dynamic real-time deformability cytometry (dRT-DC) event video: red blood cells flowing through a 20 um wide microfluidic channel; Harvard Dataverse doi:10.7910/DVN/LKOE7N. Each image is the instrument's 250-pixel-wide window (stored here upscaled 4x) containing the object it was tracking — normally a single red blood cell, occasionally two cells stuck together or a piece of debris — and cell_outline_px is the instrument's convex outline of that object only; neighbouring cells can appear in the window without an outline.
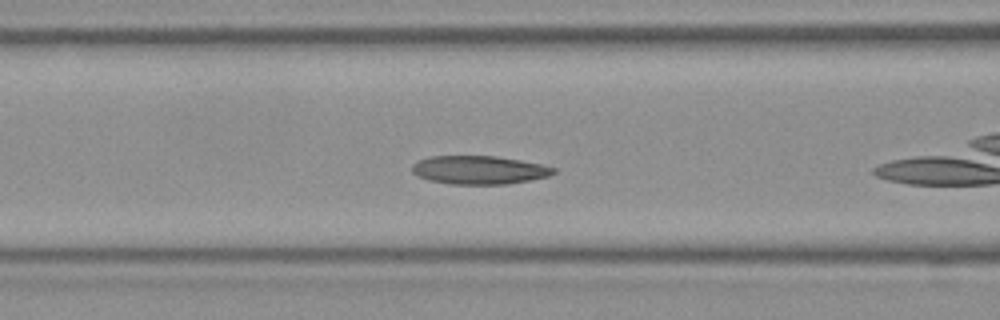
{"species": "Egyptian fruit bat (a non-hibernating species)", "species_latin": "Rousettus aegyptiacus", "temperature_condition": "room temperature", "stored_images_in_passage": 37, "camera_frame_rate_fps": 3000, "um_per_image_px": 0.085, "frame": {"image": 1, "passage_image": 6, "time_ms": 1.667, "image_size_px": [1000, 320], "cell_outline_px": [[556, 172], [548, 176], [532, 180], [508, 184], [452, 184], [428, 180], [412, 172], [412, 164], [428, 156], [496, 156], [544, 164], [556, 168]], "centroid_in_image_um": [40.77, 14.44], "position_along_channel_um": 125.8, "area_um2": 23.52}, "authors_computed_cell_mechanics": {"area_um2": 22.8888, "velocity_mm_per_s": 3.9535, "shape_relaxation_time_tau1_ms": 8.3933, "shape_relaxation_time_tau2_ms": 4.277, "deformation_change_tau1": 0.1825, "deformation_change_tau2": 0.093}}